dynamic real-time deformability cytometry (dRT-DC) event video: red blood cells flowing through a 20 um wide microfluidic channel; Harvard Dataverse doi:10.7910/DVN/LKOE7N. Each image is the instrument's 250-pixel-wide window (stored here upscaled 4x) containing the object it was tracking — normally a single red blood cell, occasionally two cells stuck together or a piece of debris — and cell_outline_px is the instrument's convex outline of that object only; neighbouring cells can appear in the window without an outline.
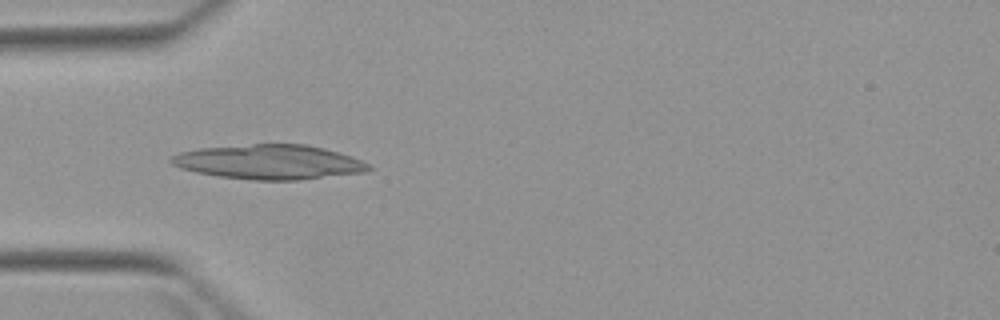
{"species": "Egyptian fruit bat (a non-hibernating species)", "species_latin": "Rousettus aegyptiacus", "temperature_condition": "warm", "stored_images_in_passage": 6, "camera_frame_rate_fps": 3000, "um_per_image_px": 0.085, "animal": {"sex": "female"}, "frame": {"image": 1, "passage_image": 4, "time_ms": 3.667, "image_size_px": [1000, 320], "cell_outline_px": [[372, 168], [364, 172], [300, 180], [252, 180], [220, 176], [196, 172], [180, 168], [172, 164], [168, 160], [172, 156], [180, 152], [200, 148], [252, 144], [304, 144], [324, 148], [360, 160], [368, 164]], "centroid_in_image_um": [22.84, 13.77], "position_along_channel_um": 62.2, "area_um2": 39.48}}
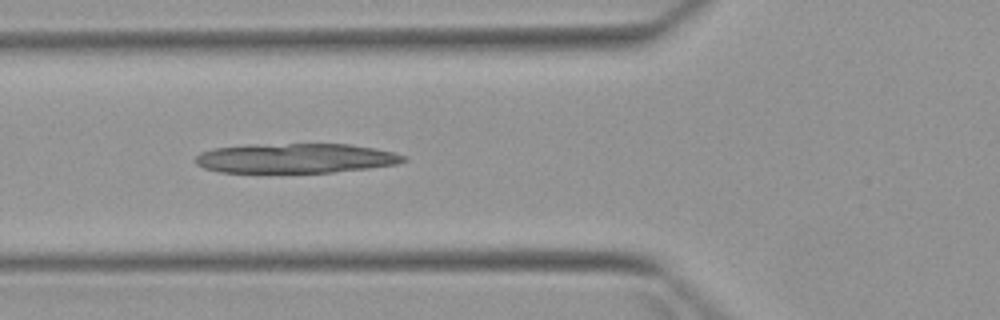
{"frame": {"image": 2, "passage_image": 5, "time_ms": 4.667, "image_size_px": [1000, 320], "cell_outline_px": [[408, 160], [396, 164], [368, 168], [332, 172], [220, 172], [204, 168], [196, 164], [196, 156], [200, 152], [216, 148], [288, 144], [348, 144], [372, 148], [392, 152], [408, 156]], "centroid_in_image_um": [25.18, 13.46], "position_along_channel_um": 100.6, "area_um2": 35.32}}
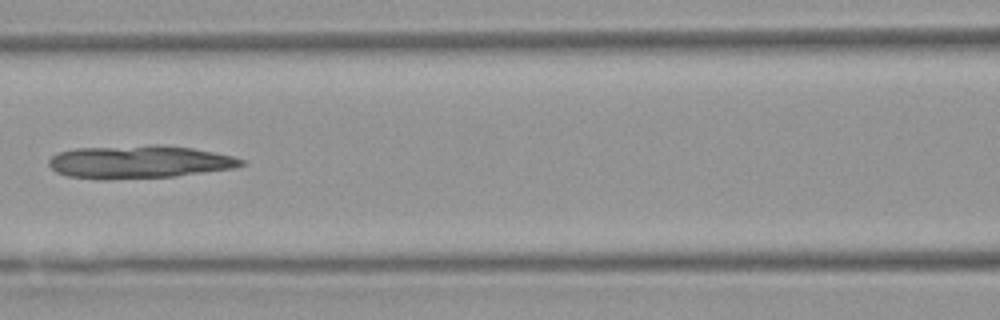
{"frame": {"image": 3, "passage_image": 6, "time_ms": 6.0, "image_size_px": [1000, 320], "cell_outline_px": [[248, 164], [236, 168], [176, 176], [108, 180], [100, 180], [68, 176], [56, 172], [48, 164], [48, 160], [52, 156], [60, 152], [76, 148], [148, 144], [160, 144], [192, 148], [232, 156], [244, 160]], "centroid_in_image_um": [11.84, 13.76], "position_along_channel_um": 154.8, "area_um2": 37.45}}